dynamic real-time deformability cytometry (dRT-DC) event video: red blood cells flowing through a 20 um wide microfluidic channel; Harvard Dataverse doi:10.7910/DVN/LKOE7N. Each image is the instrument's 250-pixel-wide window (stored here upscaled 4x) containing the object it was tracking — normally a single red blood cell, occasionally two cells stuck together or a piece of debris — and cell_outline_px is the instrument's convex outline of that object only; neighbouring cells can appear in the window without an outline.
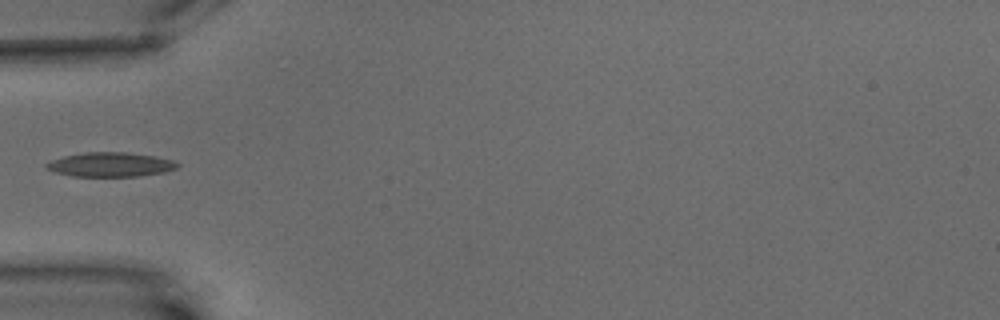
{"species": "common noctule bat (a hibernating species)", "species_latin": "Nyctalus noctula", "temperature_condition": "warm", "stored_images_in_passage": 3, "camera_frame_rate_fps": 3000, "um_per_image_px": 0.085, "animal": {"sex": "male", "body_mass_g": 15.6}, "frame": {"image": 1, "passage_image": 2, "time_ms": 1.333, "image_size_px": [1000, 320], "cell_outline_px": [[180, 164], [176, 168], [164, 172], [140, 176], [72, 176], [56, 172], [44, 168], [44, 164], [52, 160], [64, 156], [84, 152], [124, 152], [156, 156], [172, 160]], "centroid_in_image_um": [9.37, 13.98], "position_along_channel_um": 75.6, "area_um2": 18.55}}